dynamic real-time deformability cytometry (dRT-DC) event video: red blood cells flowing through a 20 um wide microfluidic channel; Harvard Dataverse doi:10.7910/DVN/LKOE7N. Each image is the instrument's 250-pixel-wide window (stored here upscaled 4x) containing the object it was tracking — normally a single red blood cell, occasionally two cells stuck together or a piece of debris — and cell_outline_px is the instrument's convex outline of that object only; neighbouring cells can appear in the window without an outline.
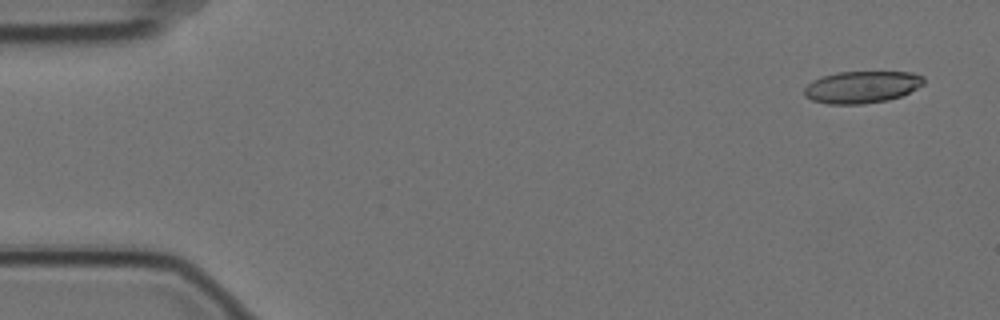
{"species": "Egyptian fruit bat (a non-hibernating species)", "species_latin": "Rousettus aegyptiacus", "temperature_condition": "cold", "stored_images_in_passage": 5, "camera_frame_rate_fps": 3000, "um_per_image_px": 0.085, "animal": {"sex": "female"}, "frame": {"image": 1, "passage_image": 1, "time_ms": 0.0, "image_size_px": [1000, 320], "cell_outline_px": [[924, 84], [900, 96], [888, 100], [864, 104], [828, 104], [812, 100], [804, 96], [804, 88], [812, 80], [820, 76], [836, 72], [912, 72], [924, 76]], "centroid_in_image_um": [73.23, 7.39], "position_along_channel_um": 11.8, "area_um2": 22.43}}
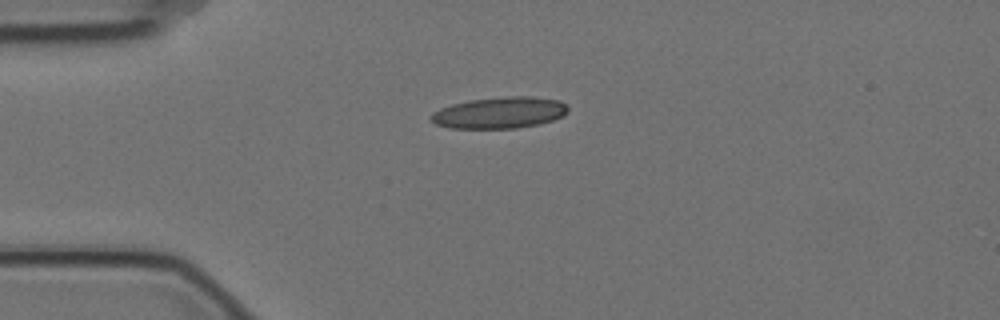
{"frame": {"image": 2, "passage_image": 4, "time_ms": 1.0, "image_size_px": [1000, 320], "cell_outline_px": [[568, 112], [564, 116], [540, 124], [516, 128], [448, 128], [436, 124], [432, 120], [432, 112], [440, 108], [452, 104], [468, 100], [504, 96], [532, 96], [560, 100], [568, 108]], "centroid_in_image_um": [42.49, 9.57], "position_along_channel_um": 42.5, "area_um2": 25.2}}